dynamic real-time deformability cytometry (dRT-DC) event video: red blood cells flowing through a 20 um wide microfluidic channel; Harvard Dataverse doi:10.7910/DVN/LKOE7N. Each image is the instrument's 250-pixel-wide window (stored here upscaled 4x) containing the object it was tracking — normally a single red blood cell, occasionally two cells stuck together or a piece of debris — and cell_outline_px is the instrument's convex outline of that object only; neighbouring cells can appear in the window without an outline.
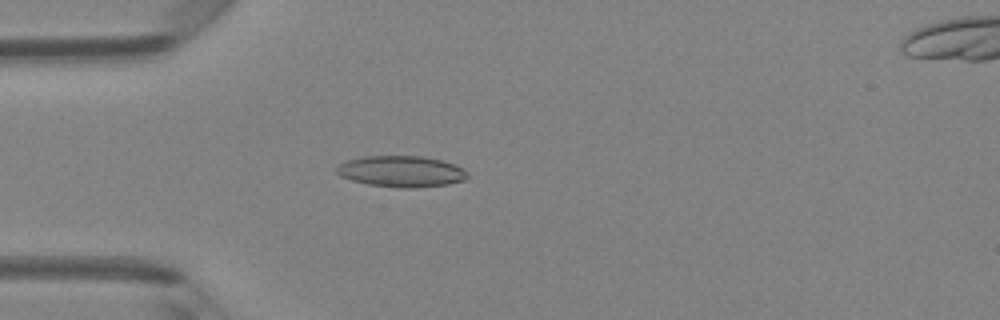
{"species": "Egyptian fruit bat (a non-hibernating species)", "species_latin": "Rousettus aegyptiacus", "temperature_condition": "room temperature", "stored_images_in_passage": 48, "camera_frame_rate_fps": 3000, "um_per_image_px": 0.085, "animal": {"sex": "female"}, "frame": {"image": 1, "passage_image": 14, "time_ms": 4.333, "image_size_px": [1000, 320], "cell_outline_px": [[468, 176], [464, 180], [448, 184], [412, 188], [400, 188], [368, 184], [352, 180], [340, 176], [336, 172], [336, 168], [340, 164], [348, 160], [364, 156], [420, 156], [440, 160], [464, 168], [468, 172]], "centroid_in_image_um": [34.11, 14.57], "position_along_channel_um": 50.9, "area_um2": 23.64}}
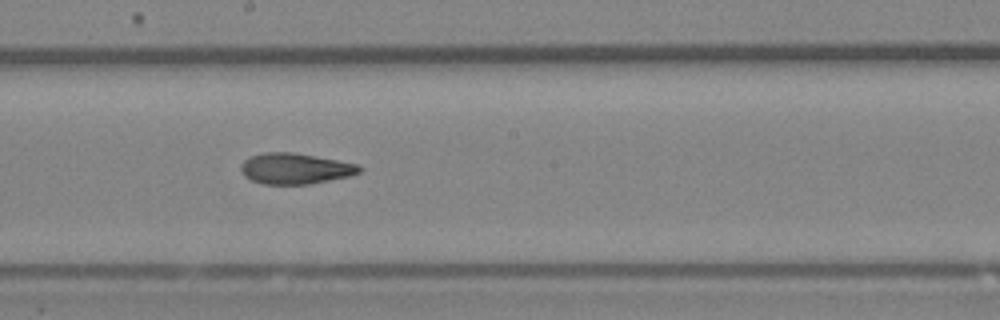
{"frame": {"image": 2, "passage_image": 27, "time_ms": 8.667, "image_size_px": [1000, 320], "cell_outline_px": [[364, 168], [360, 172], [348, 176], [308, 184], [264, 184], [252, 180], [244, 176], [240, 168], [240, 164], [248, 156], [264, 152], [292, 152], [316, 156], [356, 164]], "centroid_in_image_um": [25.04, 14.32], "position_along_channel_um": 223.2, "area_um2": 21.21}}
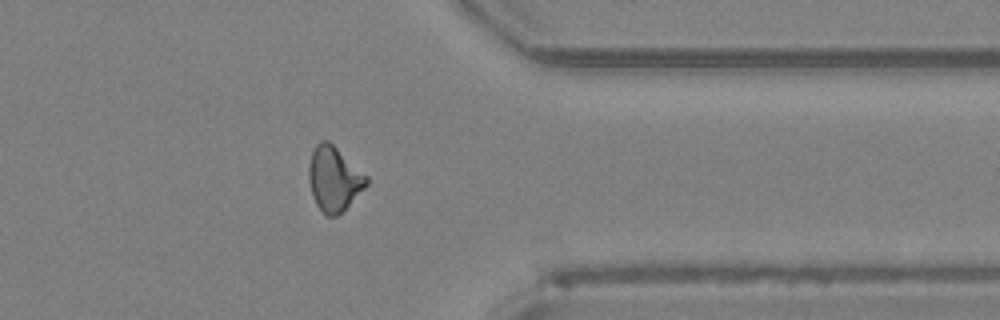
{"frame": {"image": 3, "passage_image": 39, "time_ms": 12.667, "image_size_px": [1000, 320], "cell_outline_px": [[368, 184], [336, 216], [324, 216], [316, 204], [312, 196], [308, 180], [308, 168], [312, 152], [316, 144], [320, 140], [328, 140], [368, 176]], "centroid_in_image_um": [28.36, 15.19], "position_along_channel_um": 383.0, "area_um2": 21.56}, "authors_computed_cell_mechanics": {"area_um2": 21.675, "velocity_mm_per_s": 4.2315, "shape_relaxation_time_tau1_ms": null, "shape_relaxation_time_tau2_ms": 3.4805, "deformation_change_tau1": null, "deformation_change_tau2": 0.1202}}